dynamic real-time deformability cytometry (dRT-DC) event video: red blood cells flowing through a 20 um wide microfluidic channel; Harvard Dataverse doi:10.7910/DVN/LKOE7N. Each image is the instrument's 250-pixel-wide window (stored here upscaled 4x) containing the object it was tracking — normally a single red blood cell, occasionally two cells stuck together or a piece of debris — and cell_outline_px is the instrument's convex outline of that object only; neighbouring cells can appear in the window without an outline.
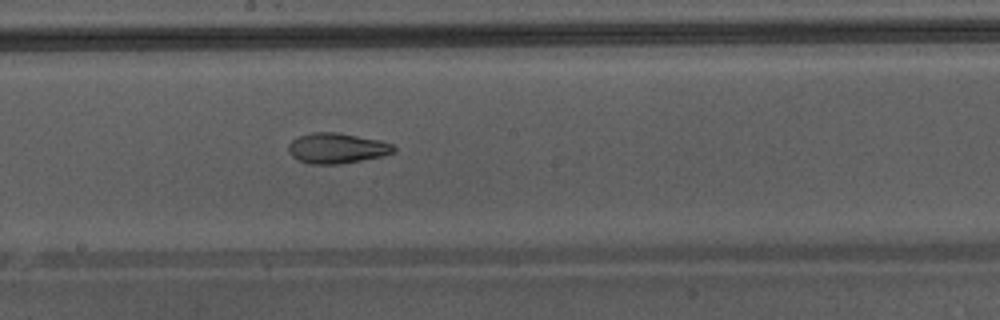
{"species": "Egyptian fruit bat (a non-hibernating species)", "species_latin": "Rousettus aegyptiacus", "temperature_condition": "warm", "stored_images_in_passage": 19, "camera_frame_rate_fps": 3000, "um_per_image_px": 0.085, "animal": {"sex": "male"}, "frame": {"image": 1, "passage_image": 11, "time_ms": 3.333, "image_size_px": [1000, 320], "cell_outline_px": [[396, 152], [384, 156], [340, 164], [308, 164], [292, 156], [288, 152], [288, 144], [296, 136], [312, 132], [336, 132], [380, 140], [392, 144], [396, 148]], "centroid_in_image_um": [28.63, 12.59], "position_along_channel_um": 219.6, "area_um2": 18.84}}
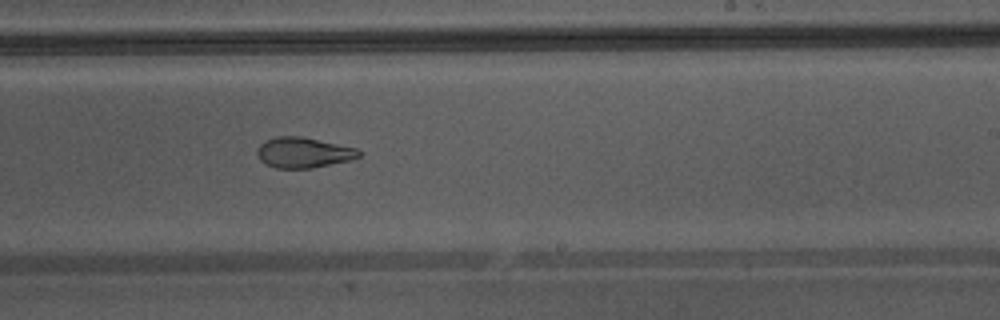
{"frame": {"image": 2, "passage_image": 14, "time_ms": 4.333, "image_size_px": [1000, 320], "cell_outline_px": [[364, 152], [360, 156], [352, 160], [312, 168], [276, 168], [260, 160], [256, 156], [256, 148], [264, 140], [276, 136], [300, 136], [356, 148]], "centroid_in_image_um": [25.78, 12.96], "position_along_channel_um": 263.2, "area_um2": 18.21}}